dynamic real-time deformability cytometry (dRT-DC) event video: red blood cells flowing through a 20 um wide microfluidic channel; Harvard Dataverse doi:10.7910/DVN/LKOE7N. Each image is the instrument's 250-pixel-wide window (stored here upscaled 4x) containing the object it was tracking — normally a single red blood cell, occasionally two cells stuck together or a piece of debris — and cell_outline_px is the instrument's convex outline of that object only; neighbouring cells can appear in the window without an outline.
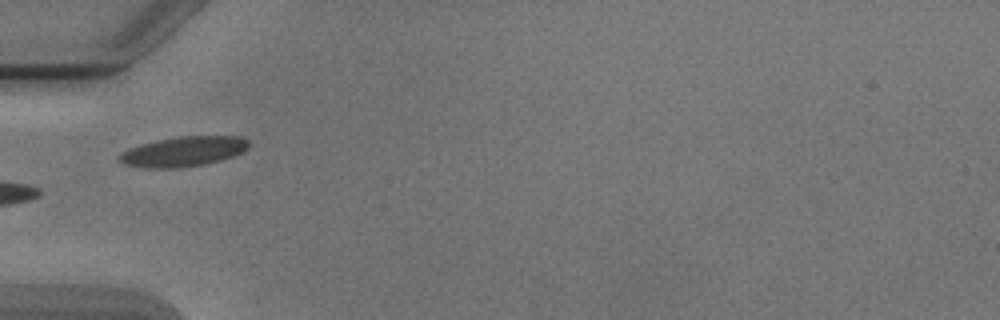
{"species": "Egyptian fruit bat (a non-hibernating species)", "species_latin": "Rousettus aegyptiacus", "temperature_condition": "cold", "stored_images_in_passage": 6, "camera_frame_rate_fps": 3000, "um_per_image_px": 0.085, "animal": {"sex": "male"}, "frame": {"image": 1, "passage_image": 5, "time_ms": 4.667, "image_size_px": [1000, 320], "cell_outline_px": [[248, 148], [244, 152], [220, 160], [204, 164], [184, 168], [144, 168], [124, 164], [116, 156], [140, 144], [156, 140], [180, 136], [240, 136], [248, 140]], "centroid_in_image_um": [15.61, 12.88], "position_along_channel_um": 69.4, "area_um2": 22.6}}
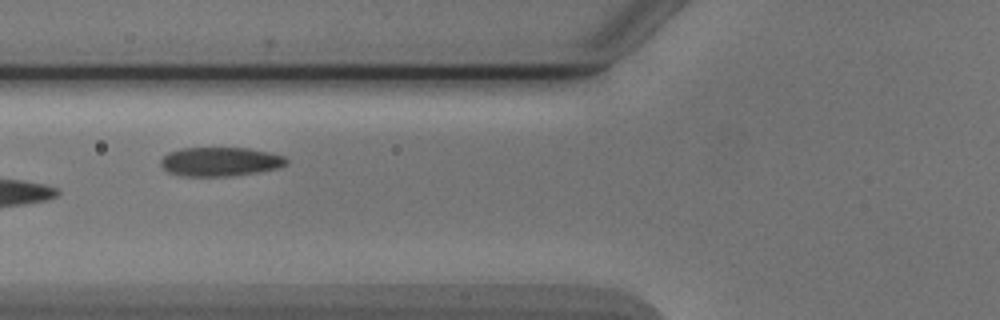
{"frame": {"image": 2, "passage_image": 6, "time_ms": 5.667, "image_size_px": [1000, 320], "cell_outline_px": [[288, 164], [280, 168], [260, 172], [232, 176], [180, 176], [168, 172], [160, 164], [160, 160], [168, 152], [180, 148], [248, 148], [268, 152], [284, 156], [288, 160]], "centroid_in_image_um": [18.73, 13.75], "position_along_channel_um": 107.1, "area_um2": 21.5}}